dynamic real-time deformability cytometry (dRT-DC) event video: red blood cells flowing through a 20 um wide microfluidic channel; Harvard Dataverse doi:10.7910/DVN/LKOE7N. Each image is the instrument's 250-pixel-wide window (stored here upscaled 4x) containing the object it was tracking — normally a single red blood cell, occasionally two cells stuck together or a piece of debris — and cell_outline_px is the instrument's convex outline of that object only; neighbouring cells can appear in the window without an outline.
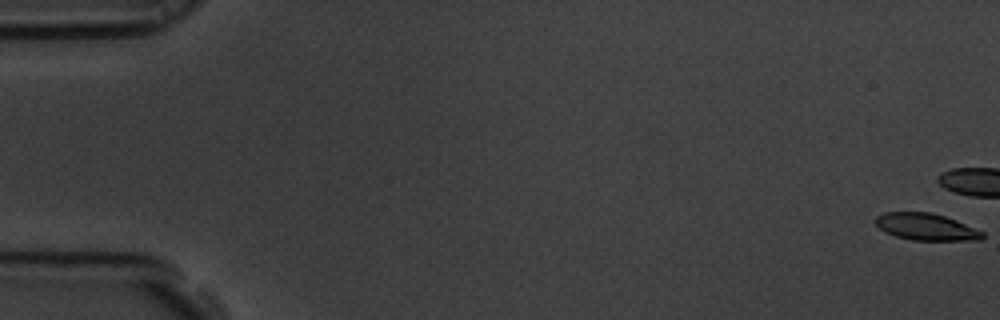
{"species": "common noctule bat (a hibernating species)", "species_latin": "Nyctalus noctula", "temperature_condition": "room temperature", "stored_images_in_passage": 14, "camera_frame_rate_fps": 3000, "um_per_image_px": 0.085, "animal": {"sex": "male", "body_mass_g": 19.5, "forearm_length_mm": 54.6}, "frame": {"image": 1, "passage_image": 1, "time_ms": 0.0, "image_size_px": [1000, 320], "cell_outline_px": [[984, 236], [980, 240], [912, 240], [896, 236], [884, 232], [876, 224], [876, 216], [884, 212], [932, 212], [956, 220], [984, 232]], "centroid_in_image_um": [78.72, 19.28], "position_along_channel_um": 6.3, "area_um2": 16.7}}